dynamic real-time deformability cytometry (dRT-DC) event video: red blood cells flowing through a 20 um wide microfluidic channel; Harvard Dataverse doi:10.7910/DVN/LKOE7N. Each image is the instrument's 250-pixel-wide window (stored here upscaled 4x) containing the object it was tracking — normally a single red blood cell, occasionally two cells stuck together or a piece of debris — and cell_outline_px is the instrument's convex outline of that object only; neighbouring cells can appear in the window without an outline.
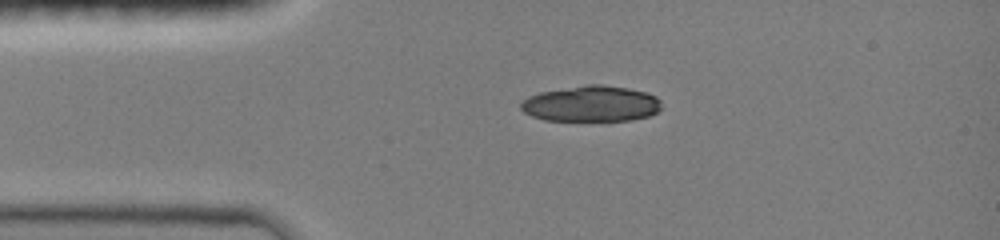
{"species": "common noctule bat (a hibernating species)", "species_latin": "Nyctalus noctula", "temperature_condition": "room temperature", "stored_images_in_passage": 38, "camera_frame_rate_fps": 3000, "um_per_image_px": 0.085, "animal": {"sex": "female", "body_mass_g": 19.0, "forearm_length_mm": 51.5}, "frame": {"image": 1, "passage_image": 1, "time_ms": 0.0, "image_size_px": [1000, 240], "cell_outline_px": [[660, 108], [656, 112], [648, 116], [628, 120], [544, 120], [532, 116], [524, 112], [520, 108], [520, 100], [528, 96], [540, 92], [588, 84], [600, 84], [628, 88], [648, 92], [656, 96], [660, 100]], "centroid_in_image_um": [50.23, 8.81], "position_along_channel_um": 34.8, "area_um2": 29.36}}